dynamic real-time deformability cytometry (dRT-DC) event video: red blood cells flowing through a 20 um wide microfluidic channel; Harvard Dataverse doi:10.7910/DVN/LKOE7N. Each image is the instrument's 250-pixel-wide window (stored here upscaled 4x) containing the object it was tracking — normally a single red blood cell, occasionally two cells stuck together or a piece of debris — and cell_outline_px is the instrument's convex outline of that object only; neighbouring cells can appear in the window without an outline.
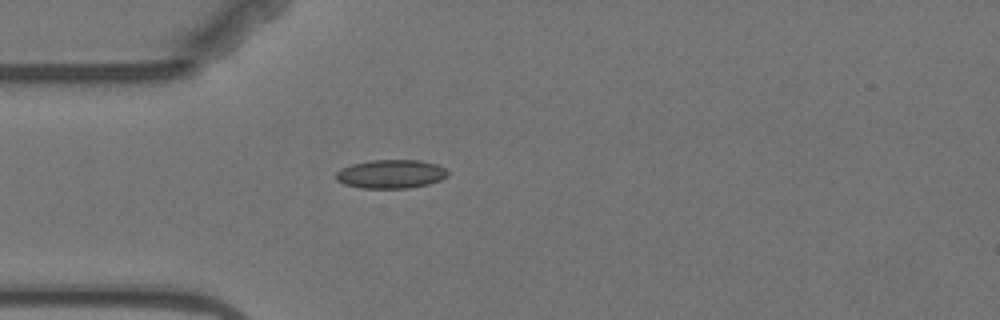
{"species": "Egyptian fruit bat (a non-hibernating species)", "species_latin": "Rousettus aegyptiacus", "temperature_condition": "warm", "stored_images_in_passage": 1, "camera_frame_rate_fps": 3000, "um_per_image_px": 0.085, "animal": {"sex": "female"}, "frame": {"image": 1, "passage_image": 1, "time_ms": 0.0, "image_size_px": [1000, 320], "cell_outline_px": [[448, 176], [440, 180], [428, 184], [408, 188], [360, 188], [344, 184], [336, 180], [336, 172], [340, 168], [352, 164], [372, 160], [420, 160], [436, 164], [444, 168], [448, 172]], "centroid_in_image_um": [33.21, 14.79], "position_along_channel_um": 51.8, "area_um2": 18.73}}